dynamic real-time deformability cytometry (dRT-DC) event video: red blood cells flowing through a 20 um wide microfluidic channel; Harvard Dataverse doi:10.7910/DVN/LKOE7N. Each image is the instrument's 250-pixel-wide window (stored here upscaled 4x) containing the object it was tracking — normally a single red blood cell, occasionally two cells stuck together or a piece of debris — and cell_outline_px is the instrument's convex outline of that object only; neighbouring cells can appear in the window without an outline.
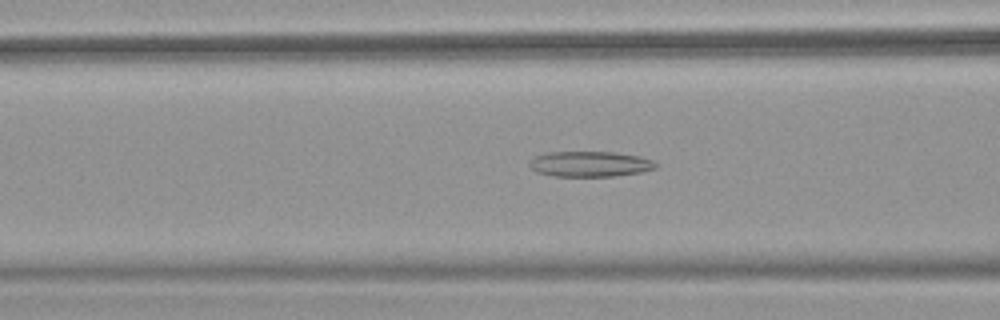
{"species": "common noctule bat (a hibernating species)", "species_latin": "Nyctalus noctula", "temperature_condition": "warm", "stored_images_in_passage": 50, "camera_frame_rate_fps": 3000, "um_per_image_px": 0.085, "animal": {"sex": "female", "body_mass_g": 18.4}, "frame": {"image": 1, "passage_image": 20, "time_ms": 6.333, "image_size_px": [1000, 320], "cell_outline_px": [[660, 164], [656, 168], [644, 172], [616, 176], [552, 176], [536, 172], [528, 164], [528, 160], [544, 152], [612, 152], [640, 156], [652, 160]], "centroid_in_image_um": [50.16, 13.94], "position_along_channel_um": 116.4, "area_um2": 19.02}}
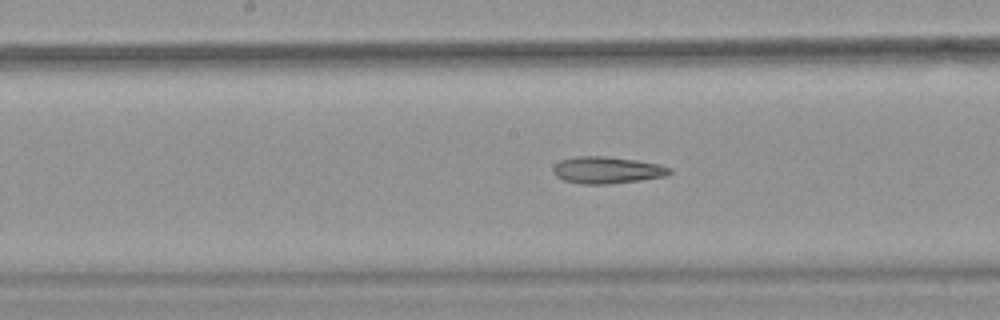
{"frame": {"image": 2, "passage_image": 26, "time_ms": 8.333, "image_size_px": [1000, 320], "cell_outline_px": [[672, 172], [668, 176], [640, 180], [608, 184], [580, 184], [564, 180], [556, 176], [552, 172], [552, 168], [560, 160], [576, 156], [604, 156], [636, 160], [660, 164], [672, 168]], "centroid_in_image_um": [51.61, 14.46], "position_along_channel_um": 196.6, "area_um2": 18.38}}
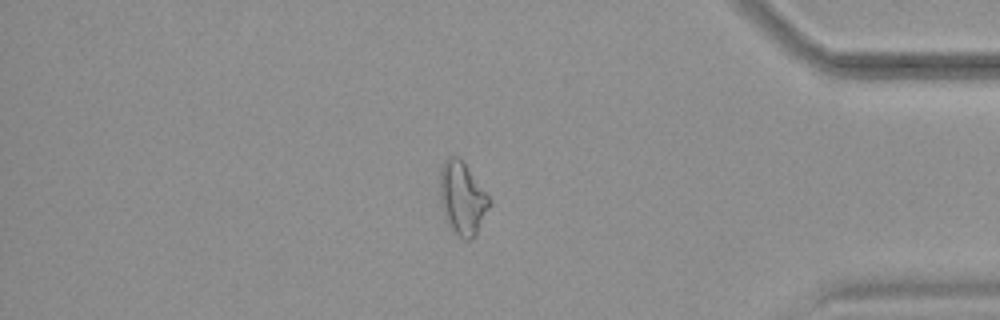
{"frame": {"image": 3, "passage_image": 43, "time_ms": 14.0, "image_size_px": [1000, 320], "cell_outline_px": [[492, 200], [476, 232], [468, 240], [464, 240], [452, 228], [444, 216], [440, 204], [440, 168], [444, 160], [448, 156], [456, 156], [464, 164]], "centroid_in_image_um": [39.26, 16.82], "position_along_channel_um": 395.9, "area_um2": 20.35}, "authors_computed_cell_mechanics": {"area_um2": 20.5768, "velocity_mm_per_s": 4.0223, "shape_relaxation_time_tau1_ms": null, "shape_relaxation_time_tau2_ms": 5.1762, "deformation_change_tau1": null, "deformation_change_tau2": 0.1657}}